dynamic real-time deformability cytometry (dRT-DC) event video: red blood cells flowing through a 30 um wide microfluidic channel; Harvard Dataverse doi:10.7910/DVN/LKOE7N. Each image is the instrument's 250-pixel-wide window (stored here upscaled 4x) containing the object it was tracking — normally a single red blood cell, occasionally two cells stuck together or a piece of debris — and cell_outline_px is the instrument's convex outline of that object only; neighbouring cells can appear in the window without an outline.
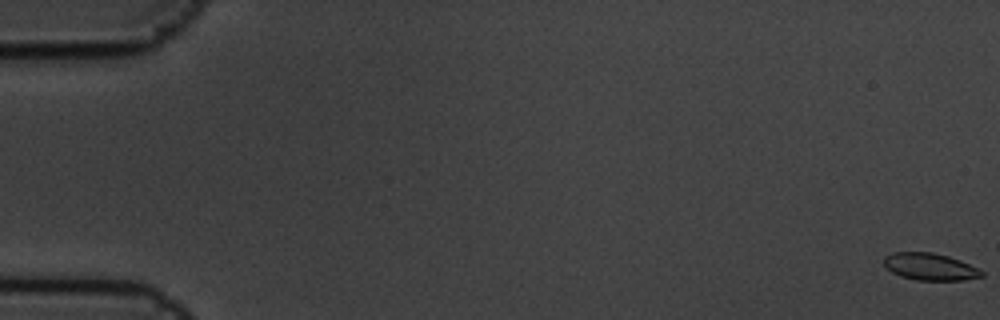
{"species": "common noctule bat (a hibernating species)", "species_latin": "Nyctalus noctula", "temperature_condition": "cold", "stored_images_in_passage": 10, "camera_frame_rate_fps": 3000, "um_per_image_px": 0.085, "animal": {"sex": "male", "body_mass_g": 19.5, "forearm_length_mm": 54.6}, "frame": {"image": 1, "passage_image": 1, "time_ms": 0.0, "image_size_px": [1000, 320], "cell_outline_px": [[984, 276], [964, 280], [916, 280], [900, 276], [892, 272], [884, 264], [884, 256], [892, 252], [932, 252], [948, 256], [960, 260], [984, 272]], "centroid_in_image_um": [79.04, 22.67], "position_along_channel_um": 6.0, "area_um2": 15.37}}
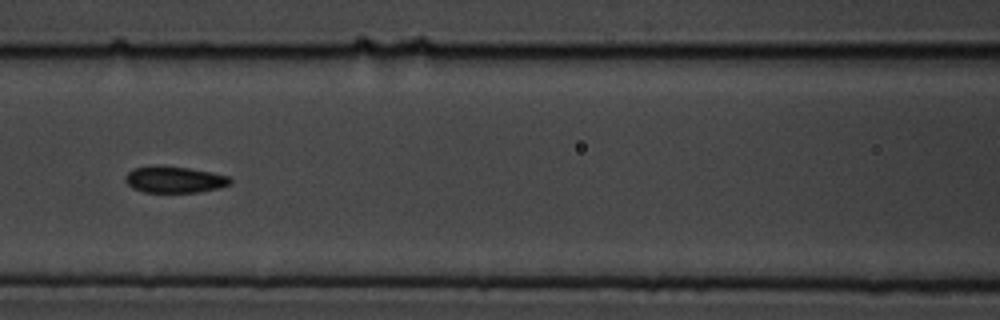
{"frame": {"image": 2, "passage_image": 9, "time_ms": 2.667, "image_size_px": [1000, 320], "cell_outline_px": [[232, 184], [220, 188], [200, 192], [144, 192], [132, 188], [124, 180], [124, 176], [132, 168], [188, 168], [212, 172], [228, 176], [232, 180]], "centroid_in_image_um": [14.88, 15.31], "position_along_channel_um": 151.7, "area_um2": 15.72}}
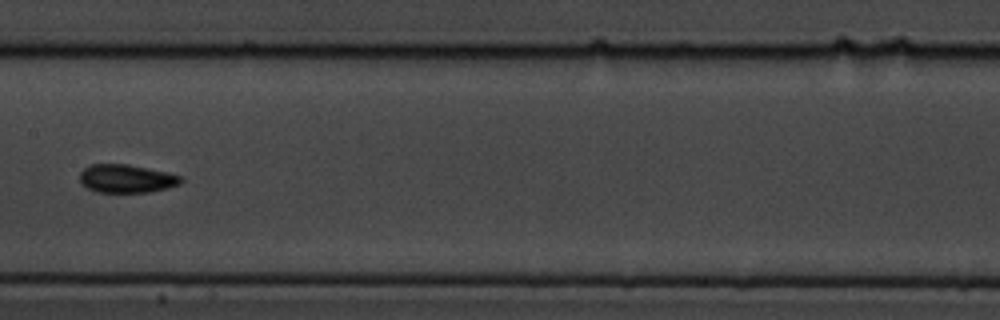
{"frame": {"image": 3, "passage_image": 10, "time_ms": 3.0, "image_size_px": [1000, 320], "cell_outline_px": [[184, 180], [180, 184], [168, 188], [148, 192], [96, 192], [80, 184], [80, 172], [88, 164], [128, 164], [168, 172], [180, 176]], "centroid_in_image_um": [10.74, 15.18], "position_along_channel_um": 196.7, "area_um2": 16.82}}